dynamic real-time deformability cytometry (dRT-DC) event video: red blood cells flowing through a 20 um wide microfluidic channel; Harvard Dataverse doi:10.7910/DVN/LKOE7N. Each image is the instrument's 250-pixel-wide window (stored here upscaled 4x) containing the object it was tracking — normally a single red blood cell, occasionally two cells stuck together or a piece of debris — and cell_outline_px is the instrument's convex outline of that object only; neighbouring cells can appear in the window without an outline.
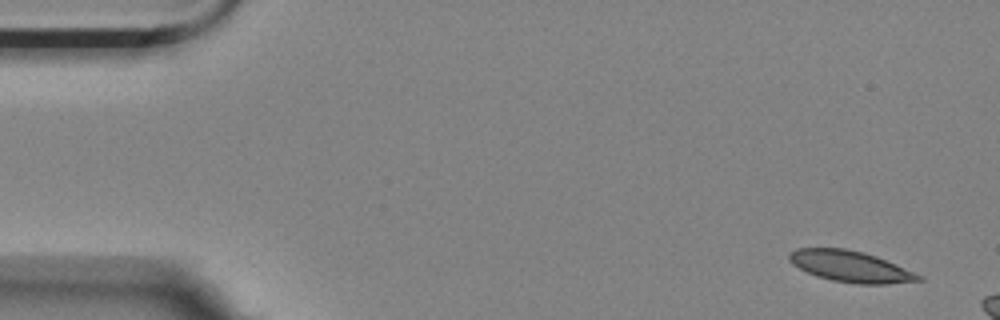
{"species": "Egyptian fruit bat (a non-hibernating species)", "species_latin": "Rousettus aegyptiacus", "temperature_condition": "room temperature", "stored_images_in_passage": 3, "camera_frame_rate_fps": 3000, "um_per_image_px": 0.085, "animal": {"sex": "female"}, "frame": {"image": 1, "passage_image": 1, "time_ms": 0.0, "image_size_px": [1000, 320], "cell_outline_px": [[924, 280], [884, 284], [856, 284], [832, 280], [816, 276], [792, 264], [788, 260], [788, 256], [796, 248], [844, 248], [864, 252], [876, 256], [896, 264], [924, 276]], "centroid_in_image_um": [72.31, 22.65], "position_along_channel_um": 12.7, "area_um2": 23.47}}